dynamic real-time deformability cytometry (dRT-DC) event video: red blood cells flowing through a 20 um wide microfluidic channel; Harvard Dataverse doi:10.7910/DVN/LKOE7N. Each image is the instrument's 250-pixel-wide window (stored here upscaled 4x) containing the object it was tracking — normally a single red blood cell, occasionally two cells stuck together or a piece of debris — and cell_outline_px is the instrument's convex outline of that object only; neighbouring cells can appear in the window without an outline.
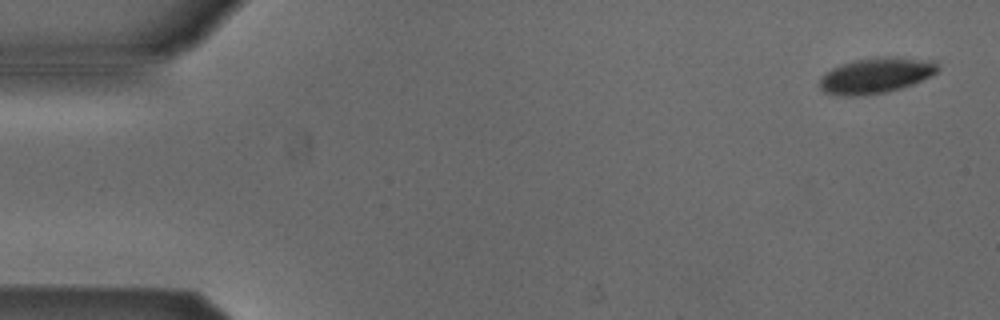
{"species": "Egyptian fruit bat (a non-hibernating species)", "species_latin": "Rousettus aegyptiacus", "temperature_condition": "cold", "stored_images_in_passage": 13, "camera_frame_rate_fps": 3000, "um_per_image_px": 0.085, "animal": {"sex": "male"}, "frame": {"image": 1, "passage_image": 1, "time_ms": 0.0, "image_size_px": [1000, 320], "cell_outline_px": [[940, 68], [936, 72], [912, 84], [900, 88], [884, 92], [856, 96], [844, 96], [824, 92], [820, 88], [820, 80], [832, 68], [840, 64], [856, 60], [880, 56], [896, 56], [932, 60]], "centroid_in_image_um": [74.46, 6.39], "position_along_channel_um": 10.5, "area_um2": 24.22}}
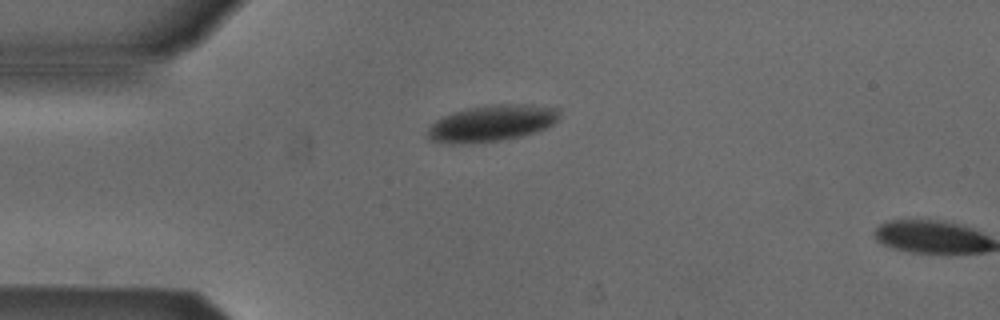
{"frame": {"image": 2, "passage_image": 12, "time_ms": 3.667, "image_size_px": [1000, 320], "cell_outline_px": [[560, 120], [544, 128], [532, 132], [500, 140], [452, 144], [448, 144], [432, 140], [428, 136], [428, 128], [436, 120], [444, 116], [468, 108], [492, 104], [532, 104], [560, 108]], "centroid_in_image_um": [41.84, 10.45], "position_along_channel_um": 43.2, "area_um2": 27.57}}